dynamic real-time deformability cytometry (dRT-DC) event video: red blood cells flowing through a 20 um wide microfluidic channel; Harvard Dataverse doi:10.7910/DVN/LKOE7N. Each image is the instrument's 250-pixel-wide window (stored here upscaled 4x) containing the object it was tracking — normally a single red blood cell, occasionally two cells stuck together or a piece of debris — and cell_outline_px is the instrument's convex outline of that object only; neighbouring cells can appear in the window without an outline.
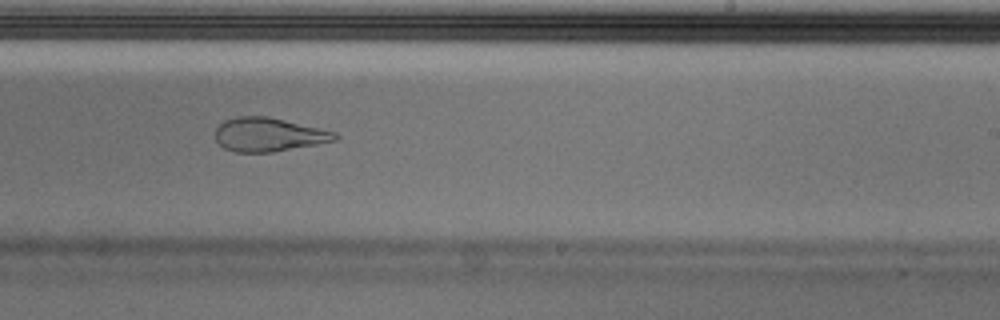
{"species": "Egyptian fruit bat (a non-hibernating species)", "species_latin": "Rousettus aegyptiacus", "temperature_condition": "cold", "stored_images_in_passage": 39, "camera_frame_rate_fps": 3000, "um_per_image_px": 0.085, "animal": {"sex": "male"}, "frame": {"image": 1, "passage_image": 17, "time_ms": 5.333, "image_size_px": [1000, 320], "cell_outline_px": [[340, 136], [336, 140], [316, 144], [272, 152], [236, 152], [224, 148], [216, 140], [216, 128], [224, 120], [236, 116], [268, 116], [336, 132]], "centroid_in_image_um": [22.82, 11.43], "position_along_channel_um": 266.2, "area_um2": 23.41}}
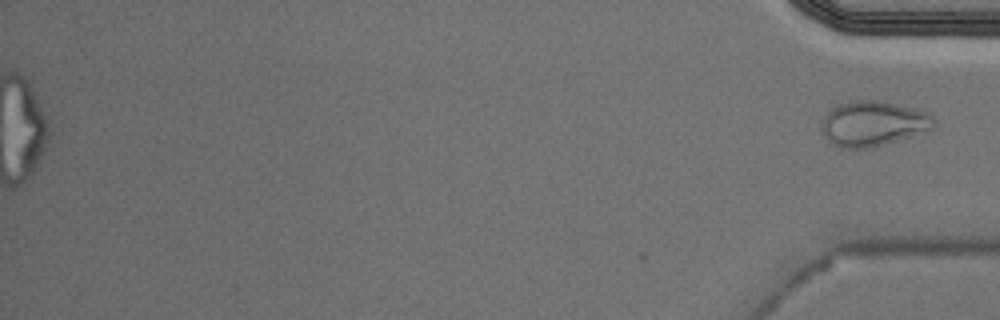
{"frame": {"image": 2, "passage_image": 39, "time_ms": 12.667, "image_size_px": [1000, 320], "cell_outline_px": [[936, 128], [872, 148], [840, 148], [832, 144], [824, 136], [824, 112], [836, 104], [856, 100], [872, 100], [896, 104], [928, 112], [936, 120]], "centroid_in_image_um": [74.22, 10.5], "position_along_channel_um": 361.0, "area_um2": 29.54}}